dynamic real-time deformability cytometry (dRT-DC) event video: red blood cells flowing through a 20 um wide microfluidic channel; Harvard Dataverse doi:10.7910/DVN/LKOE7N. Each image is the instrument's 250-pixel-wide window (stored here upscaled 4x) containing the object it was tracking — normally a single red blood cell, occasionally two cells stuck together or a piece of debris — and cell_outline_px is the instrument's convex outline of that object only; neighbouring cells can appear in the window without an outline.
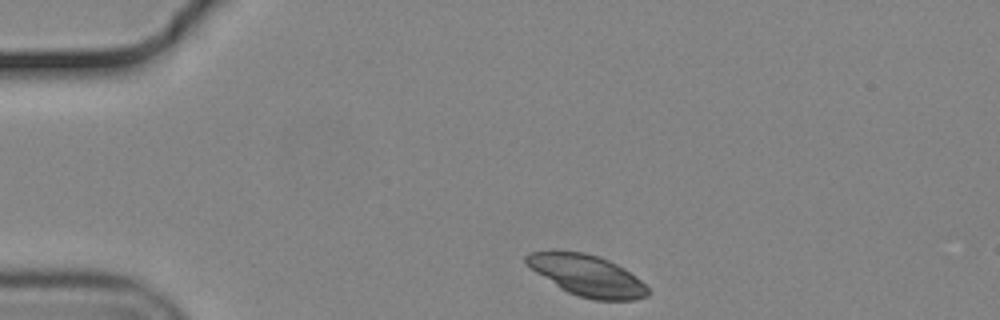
{"species": "common noctule bat (a hibernating species)", "species_latin": "Nyctalus noctula", "temperature_condition": "cold", "stored_images_in_passage": 38, "camera_frame_rate_fps": 3000, "um_per_image_px": 0.085, "animal": {"sex": "male", "body_mass_g": 19.2, "forearm_length_mm": 51.8}, "frame": {"image": 1, "passage_image": 1, "time_ms": 0.0, "image_size_px": [1000, 320], "cell_outline_px": [[648, 296], [636, 300], [592, 300], [568, 292], [560, 288], [536, 272], [524, 260], [524, 256], [528, 252], [552, 248], [584, 252], [608, 260], [624, 268], [636, 276], [648, 288]], "centroid_in_image_um": [49.85, 23.38], "position_along_channel_um": 35.1, "area_um2": 29.48}}